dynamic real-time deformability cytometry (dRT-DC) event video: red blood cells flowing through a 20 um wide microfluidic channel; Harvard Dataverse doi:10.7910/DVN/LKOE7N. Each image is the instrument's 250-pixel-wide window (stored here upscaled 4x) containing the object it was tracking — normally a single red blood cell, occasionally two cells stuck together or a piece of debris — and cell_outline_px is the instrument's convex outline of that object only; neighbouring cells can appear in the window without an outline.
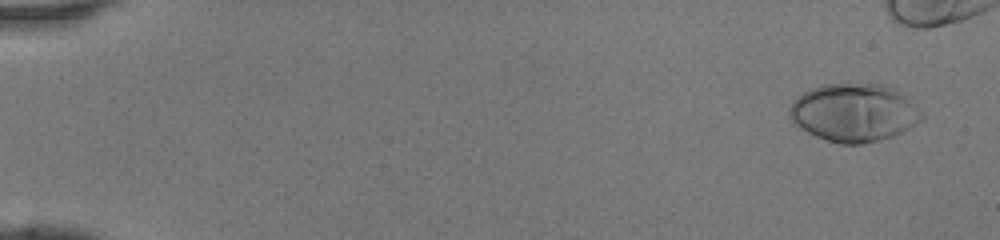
{"species": "human", "species_latin": "Homo sapiens", "temperature_condition": "room temperature", "stored_images_in_passage": 16, "camera_frame_rate_fps": 3000, "um_per_image_px": 0.085, "donor": {"sex": "female"}, "frame": {"image": 1, "passage_image": 3, "time_ms": 0.667, "image_size_px": [1000, 240], "cell_outline_px": [[924, 116], [920, 120], [908, 128], [892, 136], [880, 140], [860, 144], [840, 144], [816, 136], [800, 128], [792, 120], [788, 112], [792, 100], [804, 92], [812, 88], [824, 84], [880, 84], [896, 88], [924, 112]], "centroid_in_image_um": [72.59, 9.56], "position_along_channel_um": 12.4, "area_um2": 44.56}}